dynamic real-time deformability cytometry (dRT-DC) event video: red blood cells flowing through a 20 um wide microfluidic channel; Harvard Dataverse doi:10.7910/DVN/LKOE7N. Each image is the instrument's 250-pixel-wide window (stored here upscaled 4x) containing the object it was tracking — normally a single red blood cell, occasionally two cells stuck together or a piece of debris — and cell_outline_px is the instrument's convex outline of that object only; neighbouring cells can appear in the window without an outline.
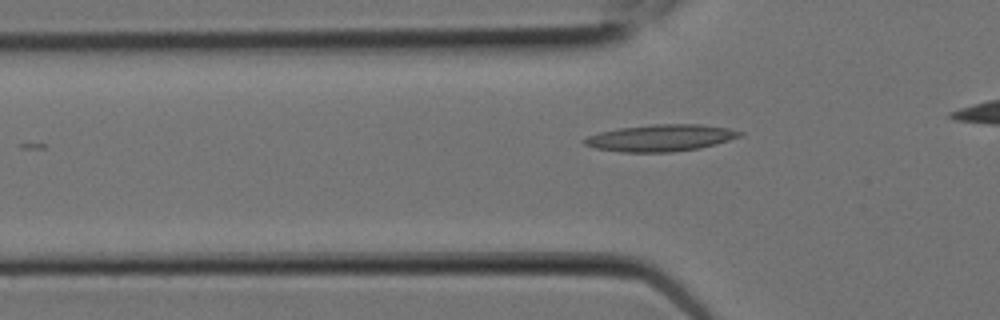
{"species": "Egyptian fruit bat (a non-hibernating species)", "species_latin": "Rousettus aegyptiacus", "temperature_condition": "room temperature", "stored_images_in_passage": 6, "camera_frame_rate_fps": 3000, "um_per_image_px": 0.085, "animal": {"sex": "female"}, "frame": {"image": 1, "passage_image": 6, "time_ms": 1.667, "image_size_px": [1000, 320], "cell_outline_px": [[744, 132], [740, 136], [716, 144], [700, 148], [672, 152], [620, 152], [596, 148], [584, 144], [580, 140], [588, 136], [600, 132], [620, 128], [652, 124], [700, 124], [728, 128]], "centroid_in_image_um": [56.14, 11.72], "position_along_channel_um": 69.7, "area_um2": 24.22}}